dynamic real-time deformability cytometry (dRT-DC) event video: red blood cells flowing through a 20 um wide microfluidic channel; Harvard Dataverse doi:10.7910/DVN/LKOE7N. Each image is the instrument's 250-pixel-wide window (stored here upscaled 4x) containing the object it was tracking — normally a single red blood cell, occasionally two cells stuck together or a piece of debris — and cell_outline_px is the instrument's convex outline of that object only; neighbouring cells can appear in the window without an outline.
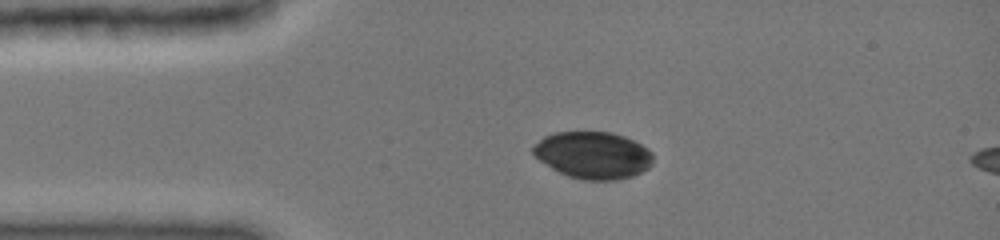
{"species": "common noctule bat (a hibernating species)", "species_latin": "Nyctalus noctula", "temperature_condition": "cold", "stored_images_in_passage": 4, "camera_frame_rate_fps": 3000, "um_per_image_px": 0.085, "animal": {"sex": "female", "body_mass_g": 19.0, "forearm_length_mm": 51.5}, "frame": {"image": 1, "passage_image": 1, "time_ms": 0.0, "image_size_px": [1000, 240], "cell_outline_px": [[652, 164], [648, 168], [632, 176], [616, 180], [584, 180], [568, 176], [552, 168], [540, 160], [532, 152], [532, 148], [544, 136], [552, 132], [612, 132], [624, 136], [648, 148], [652, 152]], "centroid_in_image_um": [50.42, 13.18], "position_along_channel_um": 34.6, "area_um2": 32.71}}